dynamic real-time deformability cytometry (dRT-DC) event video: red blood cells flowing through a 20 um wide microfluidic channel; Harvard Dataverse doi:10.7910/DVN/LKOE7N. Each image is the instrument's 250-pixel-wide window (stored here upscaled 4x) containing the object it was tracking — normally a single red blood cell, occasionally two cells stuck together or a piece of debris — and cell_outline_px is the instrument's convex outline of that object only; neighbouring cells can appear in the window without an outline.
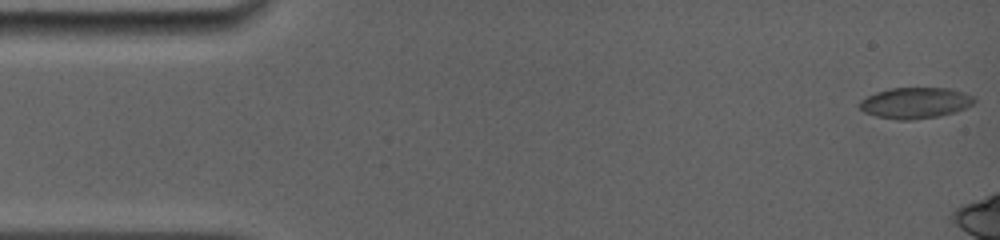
{"species": "common noctule bat (a hibernating species)", "species_latin": "Nyctalus noctula", "temperature_condition": "room temperature", "stored_images_in_passage": 74, "camera_frame_rate_fps": 5000, "um_per_image_px": 0.085, "animal": {"sex": "female", "body_mass_g": 19.0, "forearm_length_mm": 56.7}, "frame": {"image": 1, "passage_image": 1, "time_ms": 0.0, "image_size_px": [1000, 240], "cell_outline_px": [[976, 100], [972, 104], [956, 112], [940, 116], [912, 120], [896, 120], [876, 116], [864, 112], [860, 108], [860, 100], [876, 92], [888, 88], [948, 88], [964, 92], [972, 96]], "centroid_in_image_um": [77.79, 8.75], "position_along_channel_um": 7.2, "area_um2": 20.75}}
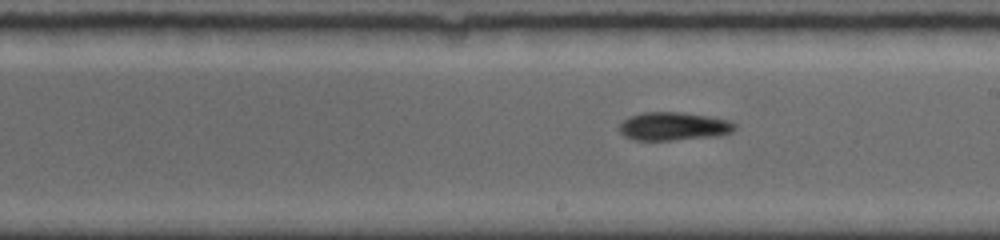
{"frame": {"image": 2, "passage_image": 43, "time_ms": 9.0, "image_size_px": [1000, 240], "cell_outline_px": [[736, 128], [732, 132], [712, 136], [672, 140], [636, 140], [624, 136], [620, 132], [620, 124], [628, 116], [644, 112], [684, 112], [732, 120], [736, 124]], "centroid_in_image_um": [57.26, 10.72], "position_along_channel_um": 231.7, "area_um2": 19.02}}
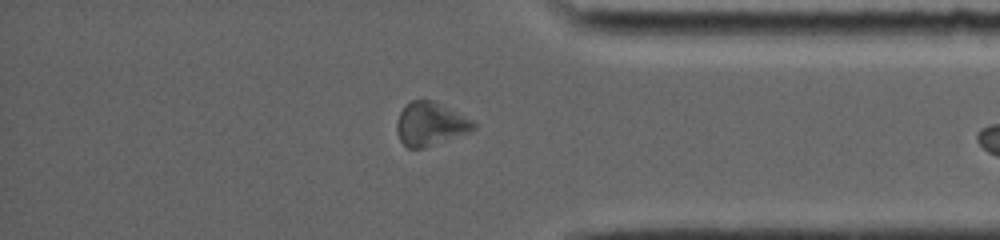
{"frame": {"image": 3, "passage_image": 68, "time_ms": 13.4, "image_size_px": [1000, 240], "cell_outline_px": [[476, 128], [472, 132], [424, 148], [408, 148], [400, 140], [396, 132], [396, 120], [400, 112], [412, 100], [432, 100], [472, 120], [476, 124]], "centroid_in_image_um": [36.58, 10.56], "position_along_channel_um": 398.6, "area_um2": 19.36}}